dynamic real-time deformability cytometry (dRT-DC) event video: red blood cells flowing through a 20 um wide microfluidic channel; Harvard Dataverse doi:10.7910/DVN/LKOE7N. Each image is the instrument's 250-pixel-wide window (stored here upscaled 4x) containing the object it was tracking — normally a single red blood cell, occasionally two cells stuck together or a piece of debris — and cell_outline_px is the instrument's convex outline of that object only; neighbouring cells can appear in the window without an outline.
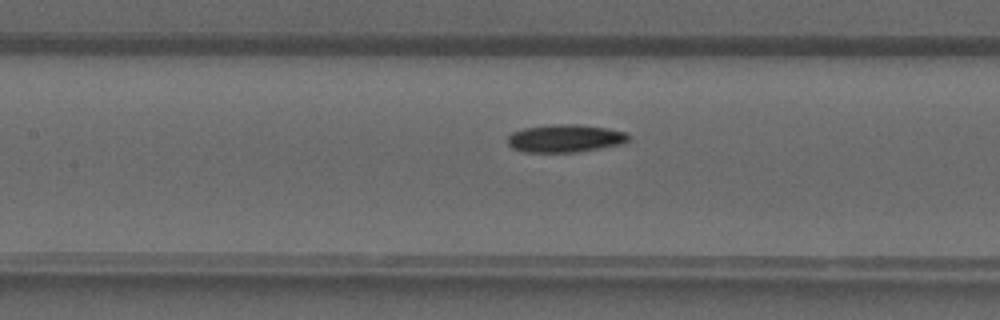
{"species": "common noctule bat (a hibernating species)", "species_latin": "Nyctalus noctula", "temperature_condition": "warm", "stored_images_in_passage": 41, "camera_frame_rate_fps": 3000, "um_per_image_px": 0.085, "animal": {"sex": "male", "forearm_length_mm": 52.5}, "frame": {"image": 1, "passage_image": 19, "time_ms": 6.0, "image_size_px": [1000, 320], "cell_outline_px": [[632, 136], [624, 144], [576, 152], [524, 152], [512, 148], [508, 144], [508, 136], [512, 132], [524, 128], [552, 124], [580, 124], [608, 128], [624, 132]], "centroid_in_image_um": [48.06, 11.76], "position_along_channel_um": 159.3, "area_um2": 19.77}}
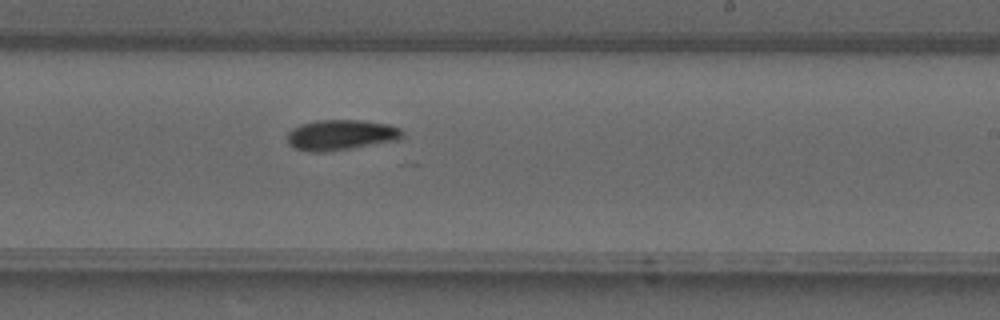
{"frame": {"image": 2, "passage_image": 25, "time_ms": 8.0, "image_size_px": [1000, 320], "cell_outline_px": [[404, 136], [400, 140], [328, 152], [308, 152], [296, 148], [288, 144], [288, 132], [292, 128], [300, 124], [316, 120], [364, 120], [388, 124], [400, 128], [404, 132]], "centroid_in_image_um": [29.0, 11.47], "position_along_channel_um": 260.0, "area_um2": 20.75}}
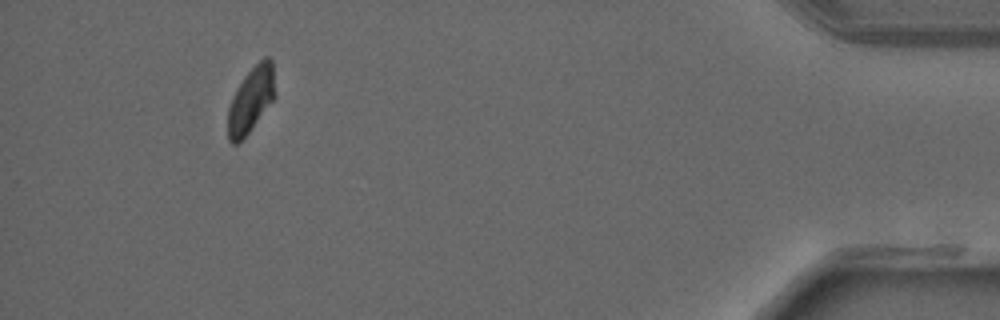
{"frame": {"image": 3, "passage_image": 38, "time_ms": 12.333, "image_size_px": [1000, 320], "cell_outline_px": [[276, 96], [248, 132], [236, 144], [232, 144], [228, 140], [228, 108], [232, 96], [236, 88], [244, 76], [264, 56], [268, 56], [272, 60]], "centroid_in_image_um": [21.33, 8.44], "position_along_channel_um": 413.9, "area_um2": 17.86}}